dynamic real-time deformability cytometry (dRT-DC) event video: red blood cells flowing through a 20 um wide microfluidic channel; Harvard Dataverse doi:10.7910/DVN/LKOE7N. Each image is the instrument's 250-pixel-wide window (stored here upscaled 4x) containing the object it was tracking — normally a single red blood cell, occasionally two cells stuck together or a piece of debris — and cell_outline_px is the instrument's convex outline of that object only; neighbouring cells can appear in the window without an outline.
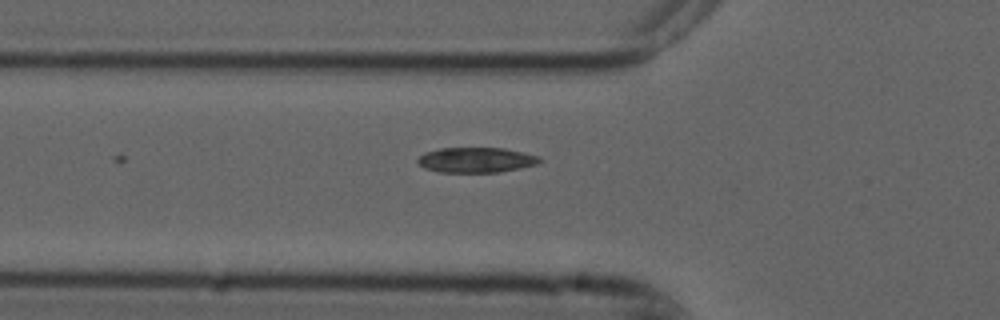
{"species": "common noctule bat (a hibernating species)", "species_latin": "Nyctalus noctula", "temperature_condition": "cold", "stored_images_in_passage": 4, "camera_frame_rate_fps": 3000, "um_per_image_px": 0.085, "animal": {"sex": "male", "forearm_length_mm": 52.5}, "frame": {"image": 1, "passage_image": 4, "time_ms": 1.0, "image_size_px": [1000, 320], "cell_outline_px": [[544, 160], [536, 164], [520, 168], [500, 172], [440, 172], [424, 168], [416, 160], [424, 152], [440, 148], [504, 148], [524, 152], [540, 156]], "centroid_in_image_um": [40.5, 13.59], "position_along_channel_um": 85.3, "area_um2": 17.98}}